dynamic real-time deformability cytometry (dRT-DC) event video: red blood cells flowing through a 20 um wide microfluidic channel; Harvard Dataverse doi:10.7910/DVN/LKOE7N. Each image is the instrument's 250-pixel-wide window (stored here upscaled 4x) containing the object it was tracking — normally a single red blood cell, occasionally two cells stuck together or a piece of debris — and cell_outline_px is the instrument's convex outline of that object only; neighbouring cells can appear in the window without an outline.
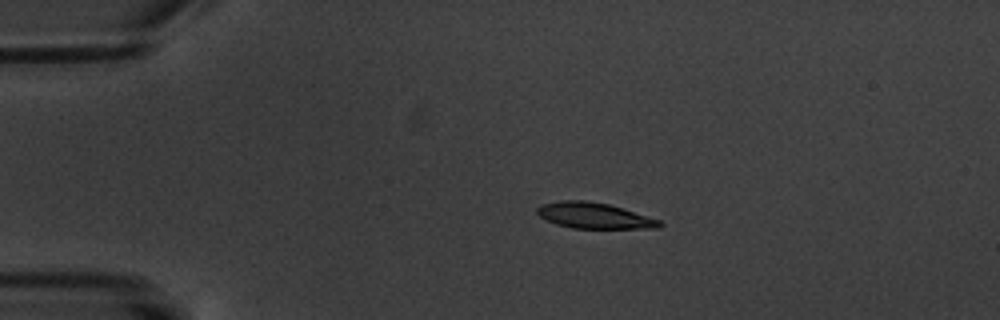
{"species": "common noctule bat (a hibernating species)", "species_latin": "Nyctalus noctula", "temperature_condition": "warm", "stored_images_in_passage": 17, "camera_frame_rate_fps": 3000, "um_per_image_px": 0.085, "animal": {"sex": "male", "body_mass_g": 20.1, "forearm_length_mm": 53.5}, "frame": {"image": 1, "passage_image": 4, "time_ms": 3.333, "image_size_px": [1000, 320], "cell_outline_px": [[664, 224], [660, 228], [572, 228], [556, 224], [540, 216], [536, 212], [536, 208], [544, 204], [560, 200], [584, 200], [608, 204], [660, 220]], "centroid_in_image_um": [50.5, 18.33], "position_along_channel_um": 34.5, "area_um2": 18.21}}
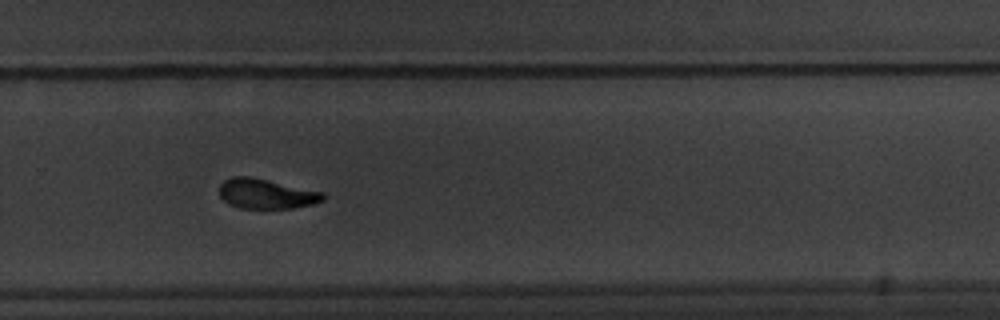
{"frame": {"image": 2, "passage_image": 12, "time_ms": 12.667, "image_size_px": [1000, 320], "cell_outline_px": [[324, 200], [312, 204], [292, 208], [240, 208], [228, 204], [220, 196], [220, 184], [224, 180], [232, 176], [248, 176], [268, 180], [324, 192]], "centroid_in_image_um": [22.61, 16.47], "position_along_channel_um": 307.2, "area_um2": 17.98}}
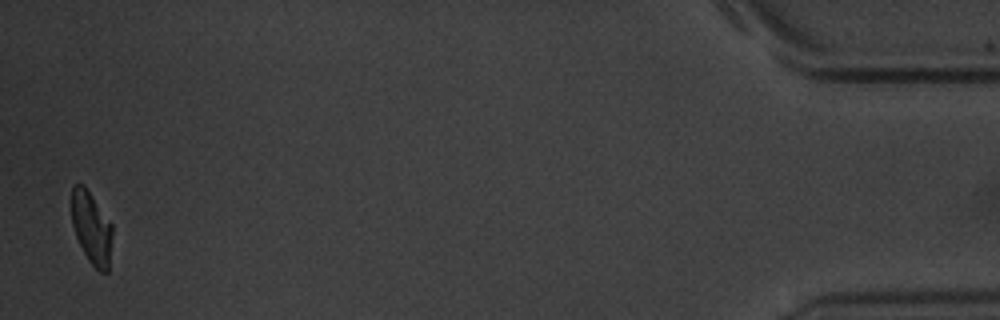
{"frame": {"image": 3, "passage_image": 17, "time_ms": 18.667, "image_size_px": [1000, 320], "cell_outline_px": [[112, 232], [108, 272], [100, 272], [88, 260], [76, 236], [72, 224], [72, 184], [84, 184], [112, 224]], "centroid_in_image_um": [7.77, 19.35], "position_along_channel_um": 427.4, "area_um2": 16.99}, "authors_computed_cell_mechanics": {"area_um2": 18.9006, "velocity_mm_per_s": 3.4122, "shape_relaxation_time_tau1_ms": 4.4533, "shape_relaxation_time_tau2_ms": 2.5023, "deformation_change_tau1": 0.1307, "deformation_change_tau2": 0.0658}}